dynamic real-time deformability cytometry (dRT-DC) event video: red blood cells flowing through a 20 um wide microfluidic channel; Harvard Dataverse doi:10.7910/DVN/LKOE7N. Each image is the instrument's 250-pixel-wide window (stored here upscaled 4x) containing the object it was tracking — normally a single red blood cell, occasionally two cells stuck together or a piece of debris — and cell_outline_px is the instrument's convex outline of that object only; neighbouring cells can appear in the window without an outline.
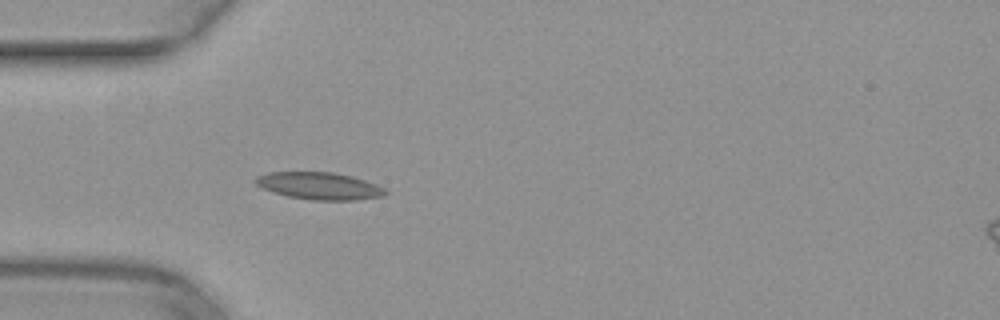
{"species": "common noctule bat (a hibernating species)", "species_latin": "Nyctalus noctula", "temperature_condition": "warm", "stored_images_in_passage": 37, "camera_frame_rate_fps": 3000, "um_per_image_px": 0.085, "animal": {"sex": "female", "body_mass_g": 29.2, "forearm_length_mm": 56.3}, "frame": {"image": 1, "passage_image": 4, "time_ms": 1.0, "image_size_px": [1000, 320], "cell_outline_px": [[388, 192], [384, 196], [356, 200], [312, 200], [288, 196], [272, 192], [256, 184], [252, 180], [256, 176], [268, 172], [332, 172], [352, 176], [376, 184], [384, 188]], "centroid_in_image_um": [27.13, 15.8], "position_along_channel_um": 57.9, "area_um2": 20.63}}
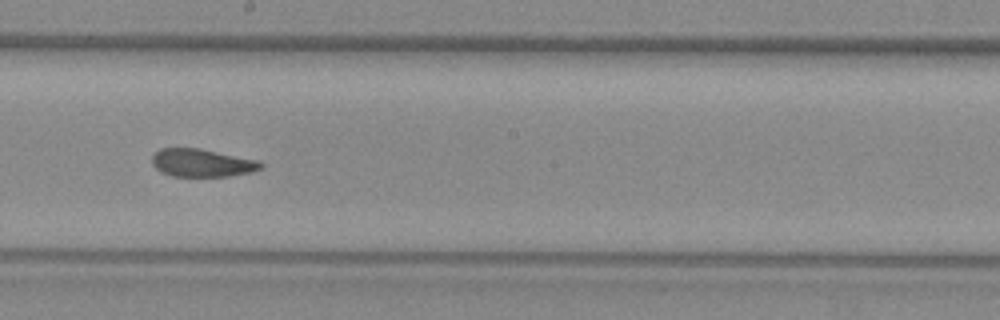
{"frame": {"image": 2, "passage_image": 17, "time_ms": 5.333, "image_size_px": [1000, 320], "cell_outline_px": [[264, 168], [252, 172], [228, 176], [172, 176], [160, 172], [152, 164], [152, 156], [160, 148], [200, 148], [260, 160], [264, 164]], "centroid_in_image_um": [17.21, 13.84], "position_along_channel_um": 231.0, "area_um2": 17.92}}
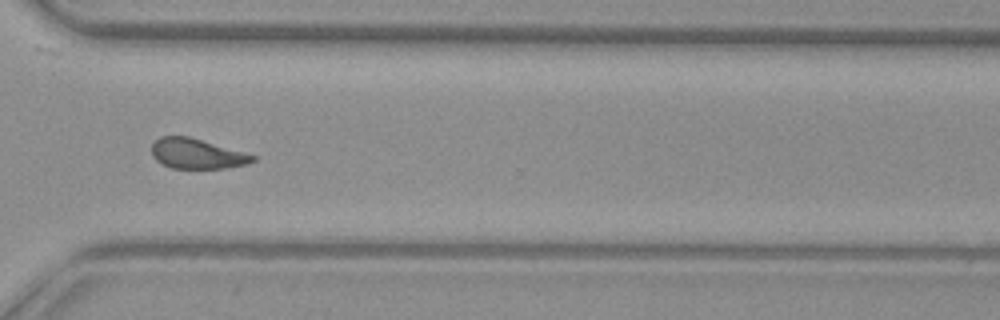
{"frame": {"image": 3, "passage_image": 26, "time_ms": 8.333, "image_size_px": [1000, 320], "cell_outline_px": [[256, 160], [248, 164], [228, 168], [172, 168], [156, 160], [152, 156], [152, 144], [160, 136], [188, 136], [256, 156]], "centroid_in_image_um": [16.73, 13.07], "position_along_channel_um": 353.9, "area_um2": 17.51}}